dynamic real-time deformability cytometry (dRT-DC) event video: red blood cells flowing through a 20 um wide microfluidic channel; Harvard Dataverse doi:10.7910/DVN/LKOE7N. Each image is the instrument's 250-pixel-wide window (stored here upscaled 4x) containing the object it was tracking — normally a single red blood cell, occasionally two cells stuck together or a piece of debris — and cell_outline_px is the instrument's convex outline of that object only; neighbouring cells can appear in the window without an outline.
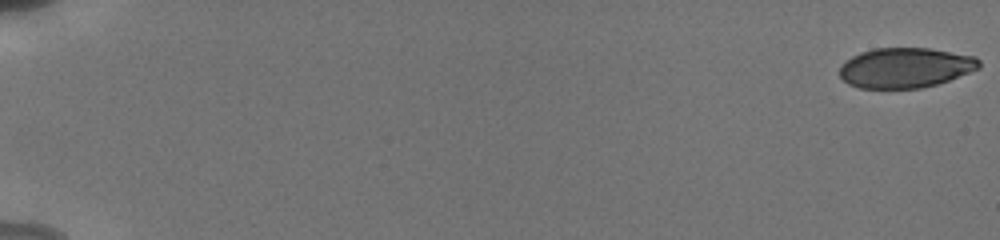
{"species": "human", "species_latin": "Homo sapiens", "temperature_condition": "cold", "stored_images_in_passage": 12, "camera_frame_rate_fps": 3000, "um_per_image_px": 0.085, "donor": {"sex": "male"}, "frame": {"image": 1, "passage_image": 1, "time_ms": 0.0, "image_size_px": [1000, 240], "cell_outline_px": [[980, 68], [948, 80], [936, 84], [920, 88], [860, 88], [848, 84], [840, 76], [840, 68], [852, 56], [860, 52], [872, 48], [928, 48], [976, 56], [980, 60]], "centroid_in_image_um": [76.97, 5.75], "position_along_channel_um": 8.0, "area_um2": 32.43}}
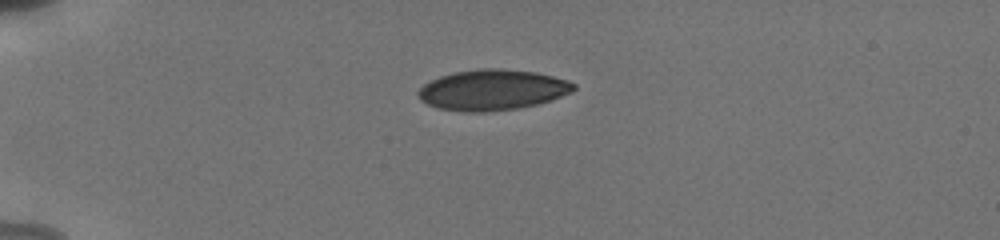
{"frame": {"image": 2, "passage_image": 9, "time_ms": 5.0, "image_size_px": [1000, 240], "cell_outline_px": [[576, 88], [572, 92], [536, 104], [520, 108], [484, 112], [464, 112], [436, 108], [420, 100], [416, 92], [424, 84], [440, 76], [452, 72], [480, 68], [500, 68], [536, 72], [568, 80], [576, 84]], "centroid_in_image_um": [41.83, 7.64], "position_along_channel_um": 43.2, "area_um2": 36.93}}
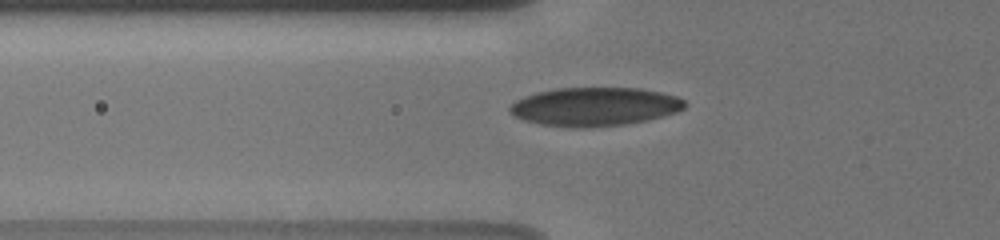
{"frame": {"image": 3, "passage_image": 12, "time_ms": 7.0, "image_size_px": [1000, 240], "cell_outline_px": [[688, 104], [684, 108], [676, 112], [664, 116], [648, 120], [628, 124], [588, 128], [580, 128], [540, 124], [524, 120], [508, 112], [508, 104], [524, 96], [536, 92], [556, 88], [640, 88], [660, 92], [676, 96], [684, 100]], "centroid_in_image_um": [50.54, 9.07], "position_along_channel_um": 75.3, "area_um2": 39.71}}